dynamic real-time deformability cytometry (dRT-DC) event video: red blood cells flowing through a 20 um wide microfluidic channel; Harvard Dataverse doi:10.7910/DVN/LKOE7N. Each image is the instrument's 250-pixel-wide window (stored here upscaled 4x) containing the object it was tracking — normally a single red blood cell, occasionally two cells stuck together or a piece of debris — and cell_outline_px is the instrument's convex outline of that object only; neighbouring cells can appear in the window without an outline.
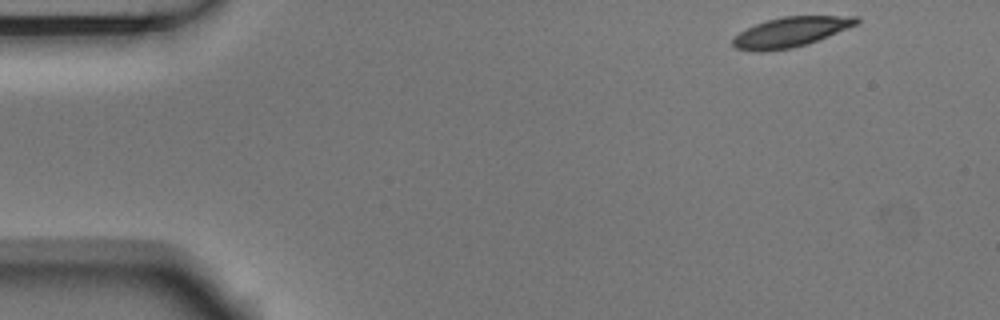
{"species": "Egyptian fruit bat (a non-hibernating species)", "species_latin": "Rousettus aegyptiacus", "temperature_condition": "room temperature", "stored_images_in_passage": 12, "camera_frame_rate_fps": 3000, "um_per_image_px": 0.085, "animal": {"sex": "male"}, "frame": {"image": 1, "passage_image": 1, "time_ms": 0.0, "image_size_px": [1000, 320], "cell_outline_px": [[860, 24], [808, 44], [792, 48], [760, 52], [752, 52], [736, 48], [732, 44], [732, 40], [740, 32], [756, 24], [768, 20], [784, 16], [860, 16]], "centroid_in_image_um": [67.26, 2.73], "position_along_channel_um": 17.7, "area_um2": 21.68}}